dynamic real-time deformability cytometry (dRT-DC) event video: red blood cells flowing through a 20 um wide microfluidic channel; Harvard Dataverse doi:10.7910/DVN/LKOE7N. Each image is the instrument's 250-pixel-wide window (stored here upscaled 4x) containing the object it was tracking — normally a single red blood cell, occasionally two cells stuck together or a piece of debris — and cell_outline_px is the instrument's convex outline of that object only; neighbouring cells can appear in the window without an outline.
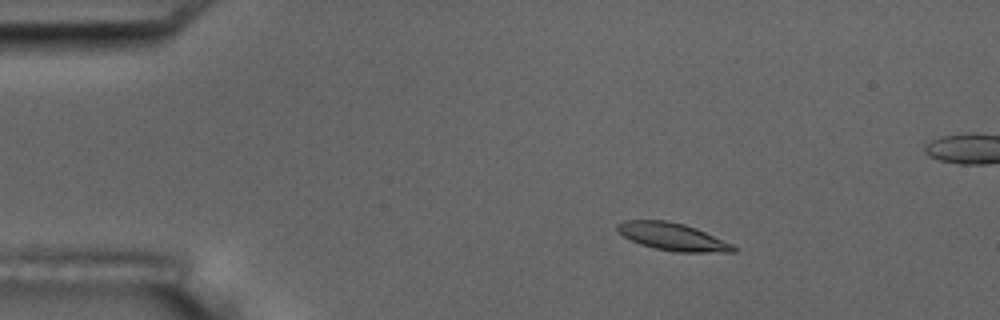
{"species": "common noctule bat (a hibernating species)", "species_latin": "Nyctalus noctula", "temperature_condition": "room temperature", "stored_images_in_passage": 4, "segment_of_instrument_passage": [1, 2], "camera_frame_rate_fps": 3000, "um_per_image_px": 0.085, "animal": {"sex": "male", "body_mass_g": 17.5, "forearm_length_mm": 52.3}, "frame": {"image": 1, "passage_image": 1, "time_ms": 0.0, "image_size_px": [1000, 320], "cell_outline_px": [[736, 252], [676, 252], [656, 248], [640, 244], [624, 236], [616, 228], [616, 224], [624, 220], [668, 220], [684, 224], [696, 228], [732, 244], [736, 248]], "centroid_in_image_um": [57.16, 20.11], "position_along_channel_um": 27.8, "area_um2": 18.44}}